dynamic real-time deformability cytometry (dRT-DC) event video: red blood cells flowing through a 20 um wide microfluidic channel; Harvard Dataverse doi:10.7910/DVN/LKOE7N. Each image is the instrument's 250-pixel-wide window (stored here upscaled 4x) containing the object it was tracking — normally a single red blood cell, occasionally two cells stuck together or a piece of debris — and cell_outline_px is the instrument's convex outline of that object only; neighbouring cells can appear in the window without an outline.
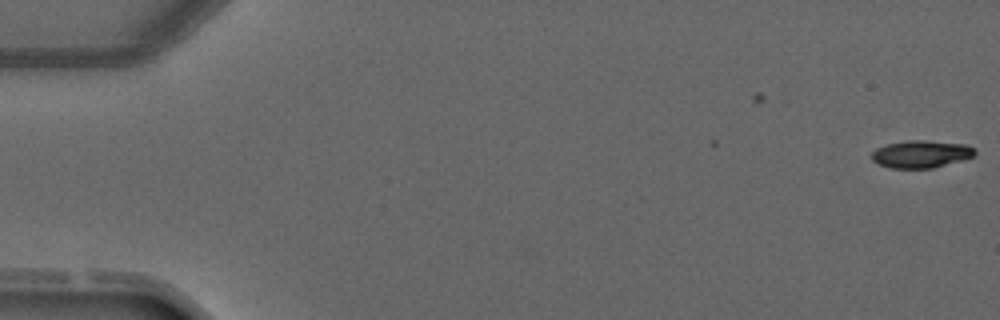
{"species": "common noctule bat (a hibernating species)", "species_latin": "Nyctalus noctula", "temperature_condition": "warm", "stored_images_in_passage": 3, "segment_of_instrument_passage": [2, 2], "camera_frame_rate_fps": 3000, "um_per_image_px": 0.085, "animal": {"sex": "male", "forearm_length_mm": 52.5}, "frame": {"image": 1, "passage_image": 3, "time_ms": 2.333, "image_size_px": [1000, 320], "cell_outline_px": [[976, 152], [972, 156], [960, 160], [932, 168], [892, 168], [880, 164], [872, 160], [872, 152], [876, 148], [888, 144], [904, 140], [924, 140], [968, 144], [976, 148]], "centroid_in_image_um": [78.3, 13.08], "position_along_channel_um": 6.7, "area_um2": 16.42}}